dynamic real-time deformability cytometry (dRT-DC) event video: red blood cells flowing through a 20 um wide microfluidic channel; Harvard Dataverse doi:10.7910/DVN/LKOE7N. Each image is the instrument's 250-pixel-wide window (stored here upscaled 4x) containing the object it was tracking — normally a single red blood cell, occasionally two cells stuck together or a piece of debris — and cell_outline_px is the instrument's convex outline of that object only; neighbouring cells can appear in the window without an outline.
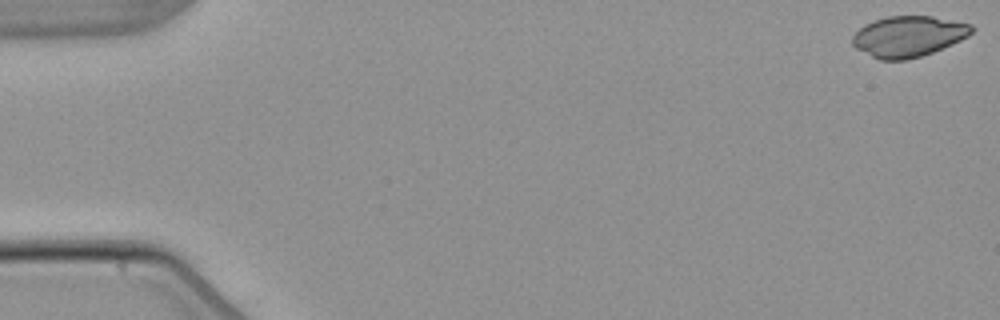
{"species": "common noctule bat (a hibernating species)", "species_latin": "Nyctalus noctula", "temperature_condition": "warm", "stored_images_in_passage": 5, "camera_frame_rate_fps": 3000, "um_per_image_px": 0.085, "animal": {"sex": "male", "body_mass_g": 21.5, "forearm_length_mm": 52.0}, "frame": {"image": 1, "passage_image": 1, "time_ms": 0.0, "image_size_px": [1000, 320], "cell_outline_px": [[976, 28], [968, 36], [952, 44], [932, 52], [920, 56], [904, 60], [880, 60], [856, 48], [852, 44], [852, 36], [864, 24], [872, 20], [888, 16], [932, 16], [972, 24]], "centroid_in_image_um": [77.22, 3.08], "position_along_channel_um": 7.8, "area_um2": 28.32}}